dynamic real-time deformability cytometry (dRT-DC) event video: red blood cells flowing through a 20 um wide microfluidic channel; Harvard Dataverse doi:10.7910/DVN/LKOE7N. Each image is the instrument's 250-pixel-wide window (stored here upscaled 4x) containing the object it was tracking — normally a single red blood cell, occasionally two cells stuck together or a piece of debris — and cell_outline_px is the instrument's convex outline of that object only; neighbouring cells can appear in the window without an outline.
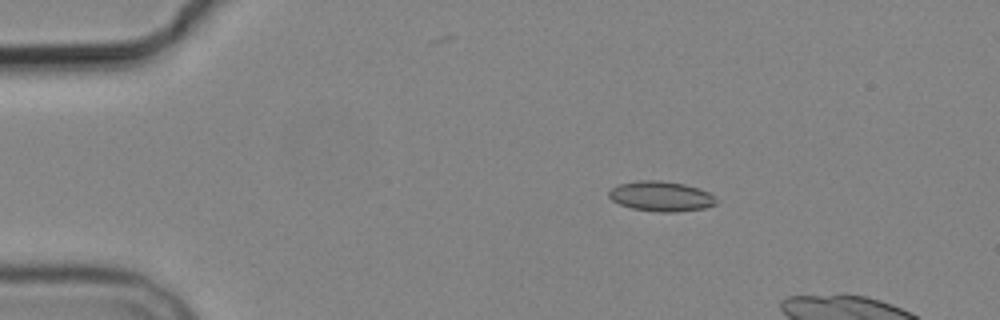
{"species": "common noctule bat (a hibernating species)", "species_latin": "Nyctalus noctula", "temperature_condition": "cold", "stored_images_in_passage": 4, "camera_frame_rate_fps": 3000, "um_per_image_px": 0.085, "animal": {"sex": "male", "body_mass_g": 19.2, "forearm_length_mm": 51.8}, "frame": {"image": 1, "passage_image": 2, "time_ms": 1.333, "image_size_px": [1000, 320], "cell_outline_px": [[716, 204], [704, 208], [676, 212], [660, 212], [632, 208], [620, 204], [612, 200], [608, 196], [608, 192], [612, 188], [620, 184], [636, 180], [660, 180], [684, 184], [700, 188], [716, 196]], "centroid_in_image_um": [56.2, 16.68], "position_along_channel_um": 28.8, "area_um2": 18.84}}